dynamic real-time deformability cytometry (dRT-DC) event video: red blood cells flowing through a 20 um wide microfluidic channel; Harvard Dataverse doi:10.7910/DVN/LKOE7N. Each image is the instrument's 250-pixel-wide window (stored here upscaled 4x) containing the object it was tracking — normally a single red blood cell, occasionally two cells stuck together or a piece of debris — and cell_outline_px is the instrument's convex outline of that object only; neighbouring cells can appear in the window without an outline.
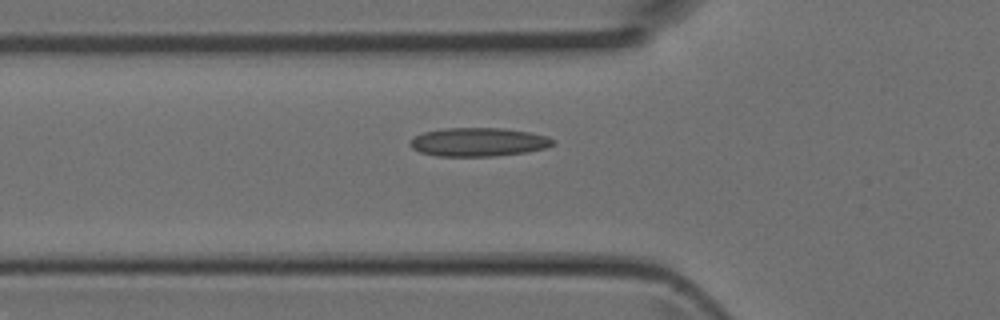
{"species": "Egyptian fruit bat (a non-hibernating species)", "species_latin": "Rousettus aegyptiacus", "temperature_condition": "room temperature", "stored_images_in_passage": 39, "camera_frame_rate_fps": 3000, "um_per_image_px": 0.085, "animal": {"sex": "female"}, "frame": {"image": 1, "passage_image": 15, "time_ms": 4.667, "image_size_px": [1000, 320], "cell_outline_px": [[556, 140], [552, 144], [544, 148], [528, 152], [496, 156], [436, 156], [420, 152], [412, 148], [408, 144], [416, 136], [424, 132], [444, 128], [504, 128], [528, 132], [544, 136]], "centroid_in_image_um": [40.65, 12.08], "position_along_channel_um": 85.2, "area_um2": 23.7}}
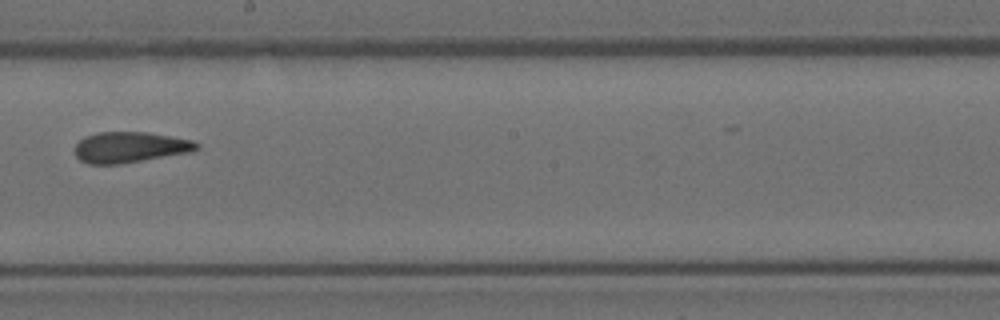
{"frame": {"image": 2, "passage_image": 25, "time_ms": 8.0, "image_size_px": [1000, 320], "cell_outline_px": [[200, 148], [192, 152], [120, 164], [88, 164], [80, 160], [76, 156], [76, 144], [80, 140], [96, 132], [148, 132], [172, 136], [192, 140], [200, 144]], "centroid_in_image_um": [11.09, 12.52], "position_along_channel_um": 237.1, "area_um2": 21.91}}
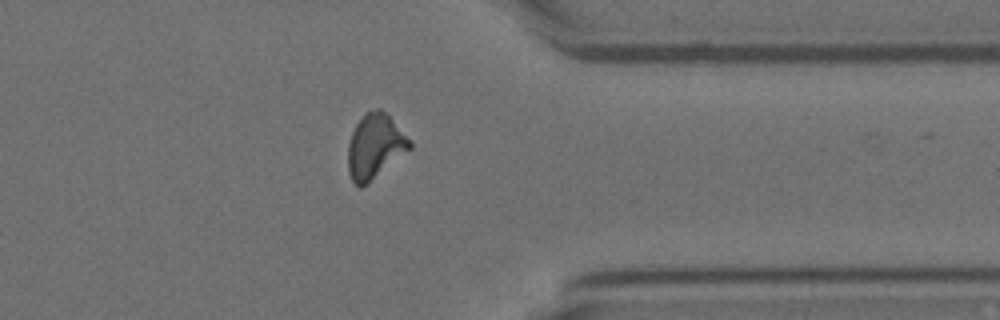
{"frame": {"image": 3, "passage_image": 35, "time_ms": 11.333, "image_size_px": [1000, 320], "cell_outline_px": [[412, 148], [360, 188], [352, 180], [348, 172], [348, 144], [352, 132], [356, 124], [364, 112], [376, 108], [380, 108], [392, 120], [412, 144]], "centroid_in_image_um": [31.83, 12.42], "position_along_channel_um": 379.6, "area_um2": 22.72}}